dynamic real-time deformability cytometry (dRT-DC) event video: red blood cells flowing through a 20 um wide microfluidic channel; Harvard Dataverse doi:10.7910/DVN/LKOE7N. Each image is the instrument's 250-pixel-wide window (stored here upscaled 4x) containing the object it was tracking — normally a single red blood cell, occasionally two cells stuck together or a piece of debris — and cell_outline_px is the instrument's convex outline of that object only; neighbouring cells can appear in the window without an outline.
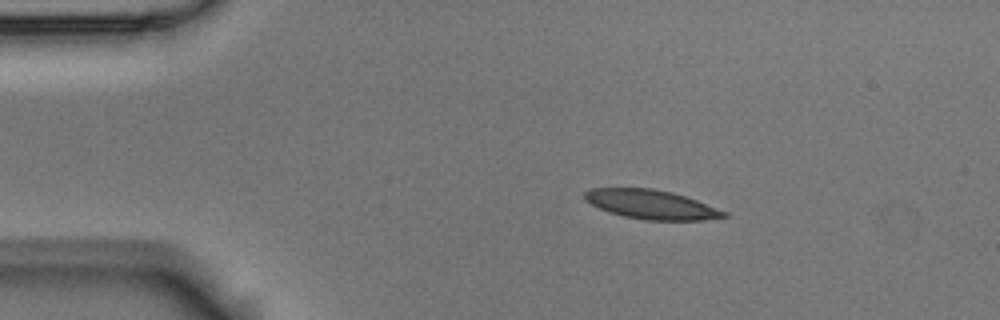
{"species": "Egyptian fruit bat (a non-hibernating species)", "species_latin": "Rousettus aegyptiacus", "temperature_condition": "room temperature", "stored_images_in_passage": 3, "segment_of_instrument_passage": [1, 2], "camera_frame_rate_fps": 3000, "um_per_image_px": 0.085, "animal": {"sex": "male"}, "frame": {"image": 1, "passage_image": 1, "time_ms": 0.0, "image_size_px": [1000, 320], "cell_outline_px": [[732, 216], [704, 220], [644, 220], [624, 216], [608, 212], [584, 200], [584, 192], [592, 188], [652, 188], [672, 192], [696, 200], [728, 212]], "centroid_in_image_um": [55.38, 17.38], "position_along_channel_um": 29.6, "area_um2": 23.7}}